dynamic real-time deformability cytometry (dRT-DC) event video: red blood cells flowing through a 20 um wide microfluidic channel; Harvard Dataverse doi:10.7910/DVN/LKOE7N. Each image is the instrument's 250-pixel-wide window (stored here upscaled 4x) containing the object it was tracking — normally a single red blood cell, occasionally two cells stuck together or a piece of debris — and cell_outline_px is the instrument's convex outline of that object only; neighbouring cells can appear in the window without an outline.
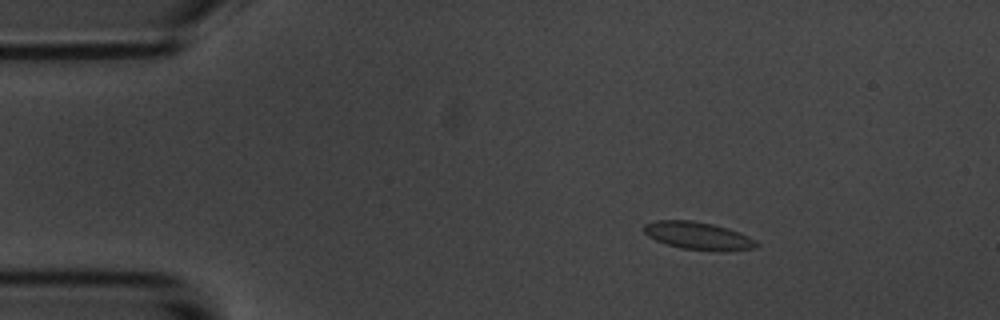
{"species": "common noctule bat (a hibernating species)", "species_latin": "Nyctalus noctula", "temperature_condition": "room temperature", "stored_images_in_passage": 50, "camera_frame_rate_fps": 3000, "um_per_image_px": 0.085, "animal": {"sex": "male", "body_mass_g": 20.1, "forearm_length_mm": 53.5}, "frame": {"image": 1, "passage_image": 2, "time_ms": 0.333, "image_size_px": [1000, 320], "cell_outline_px": [[760, 244], [756, 248], [680, 248], [656, 240], [648, 236], [644, 232], [644, 224], [656, 220], [692, 220], [712, 224], [728, 228], [740, 232], [756, 240]], "centroid_in_image_um": [59.28, 19.98], "position_along_channel_um": 25.7, "area_um2": 17.22}}
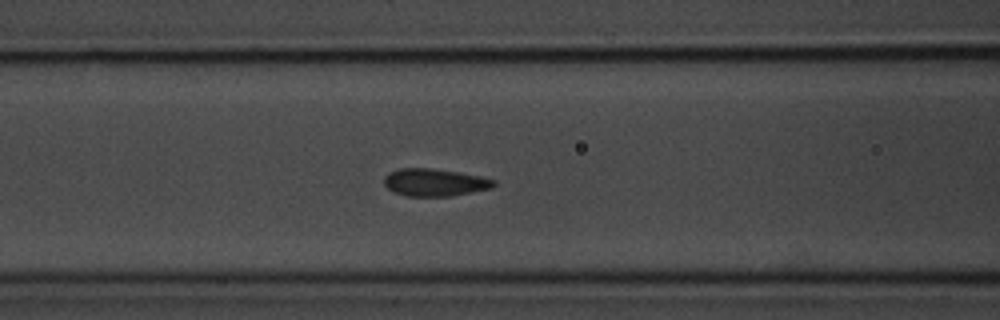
{"frame": {"image": 2, "passage_image": 16, "time_ms": 5.0, "image_size_px": [1000, 320], "cell_outline_px": [[496, 184], [492, 188], [452, 196], [404, 196], [392, 192], [384, 184], [384, 176], [388, 172], [400, 168], [432, 168], [460, 172], [480, 176], [496, 180]], "centroid_in_image_um": [36.93, 15.5], "position_along_channel_um": 129.7, "area_um2": 17.8}}
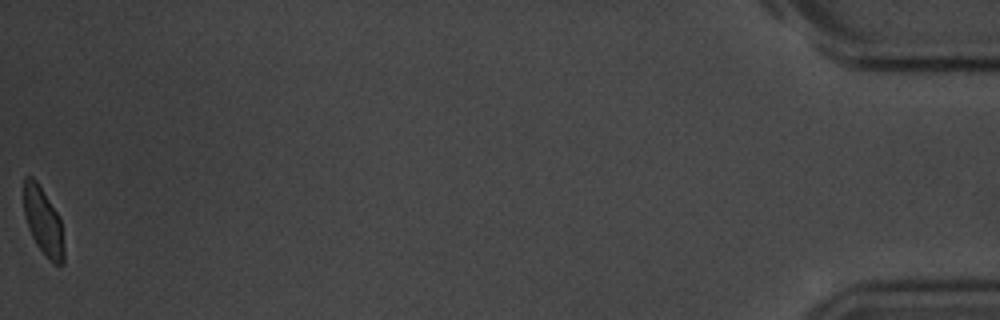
{"frame": {"image": 3, "passage_image": 50, "time_ms": 16.333, "image_size_px": [1000, 320], "cell_outline_px": [[64, 264], [56, 264], [48, 260], [36, 244], [28, 228], [24, 216], [24, 176], [32, 176], [36, 180], [56, 212], [60, 220], [64, 248]], "centroid_in_image_um": [3.66, 18.85], "position_along_channel_um": 431.5, "area_um2": 15.66}, "authors_computed_cell_mechanics": {"area_um2": 17.3978, "velocity_mm_per_s": 3.5381, "shape_relaxation_time_tau1_ms": 2.2138, "shape_relaxation_time_tau2_ms": null, "deformation_change_tau1": 0.0948, "deformation_change_tau2": null}}